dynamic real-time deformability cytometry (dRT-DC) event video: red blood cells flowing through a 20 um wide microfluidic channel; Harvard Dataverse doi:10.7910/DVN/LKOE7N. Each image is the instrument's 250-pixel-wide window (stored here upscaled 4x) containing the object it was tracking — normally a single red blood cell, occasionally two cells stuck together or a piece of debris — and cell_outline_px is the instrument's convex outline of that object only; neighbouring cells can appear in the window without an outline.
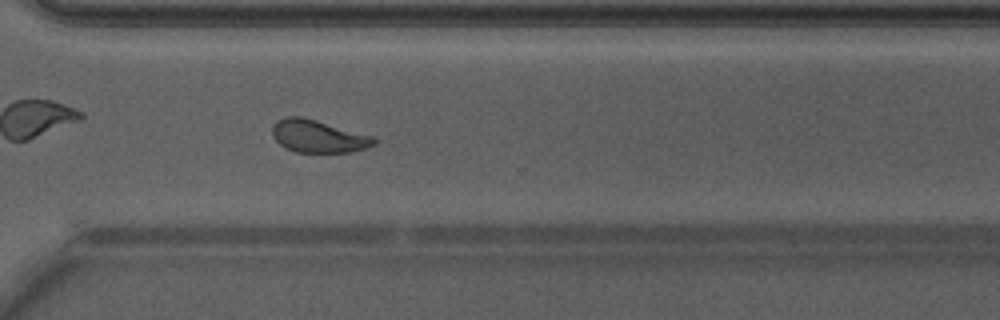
{"species": "Egyptian fruit bat (a non-hibernating species)", "species_latin": "Rousettus aegyptiacus", "temperature_condition": "warm", "stored_images_in_passage": 47, "camera_frame_rate_fps": 3000, "um_per_image_px": 0.085, "animal": {"sex": "male"}, "frame": {"image": 1, "passage_image": 34, "time_ms": 11.0, "image_size_px": [1000, 320], "cell_outline_px": [[376, 144], [364, 148], [348, 152], [296, 152], [284, 148], [272, 136], [272, 128], [284, 116], [300, 116], [316, 120], [372, 136], [376, 140]], "centroid_in_image_um": [27.02, 11.59], "position_along_channel_um": 343.6, "area_um2": 19.02}, "authors_computed_cell_mechanics": {"area_um2": 19.7676, "velocity_mm_per_s": 4.263, "shape_relaxation_time_tau1_ms": 7.2088, "shape_relaxation_time_tau2_ms": 1.3778, "deformation_change_tau1": 0.1731, "deformation_change_tau2": 0.0727}}